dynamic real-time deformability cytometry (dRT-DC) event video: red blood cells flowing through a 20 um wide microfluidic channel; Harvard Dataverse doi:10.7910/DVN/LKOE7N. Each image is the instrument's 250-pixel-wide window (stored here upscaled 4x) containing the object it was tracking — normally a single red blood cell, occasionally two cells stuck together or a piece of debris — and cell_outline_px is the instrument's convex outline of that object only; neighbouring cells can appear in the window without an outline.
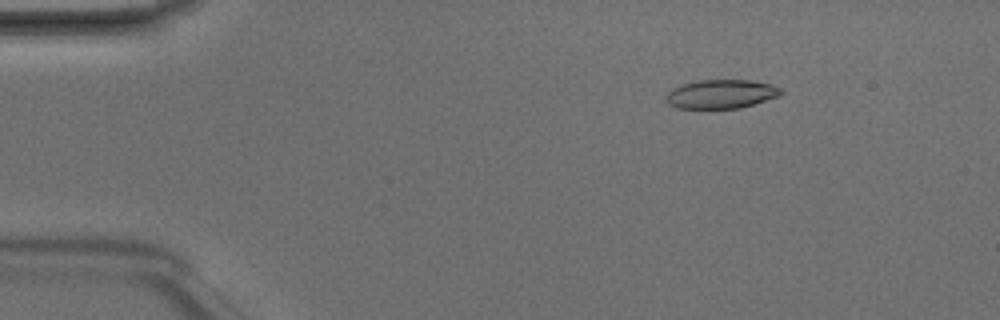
{"species": "Egyptian fruit bat (a non-hibernating species)", "species_latin": "Rousettus aegyptiacus", "temperature_condition": "room temperature", "stored_images_in_passage": 4, "camera_frame_rate_fps": 3000, "um_per_image_px": 0.085, "animal": {"sex": "male"}, "frame": {"image": 1, "passage_image": 2, "time_ms": 0.333, "image_size_px": [1000, 320], "cell_outline_px": [[784, 92], [780, 96], [740, 108], [676, 108], [668, 104], [668, 92], [672, 88], [680, 84], [700, 80], [752, 80], [768, 84], [780, 88]], "centroid_in_image_um": [61.3, 7.99], "position_along_channel_um": 23.7, "area_um2": 19.25}}
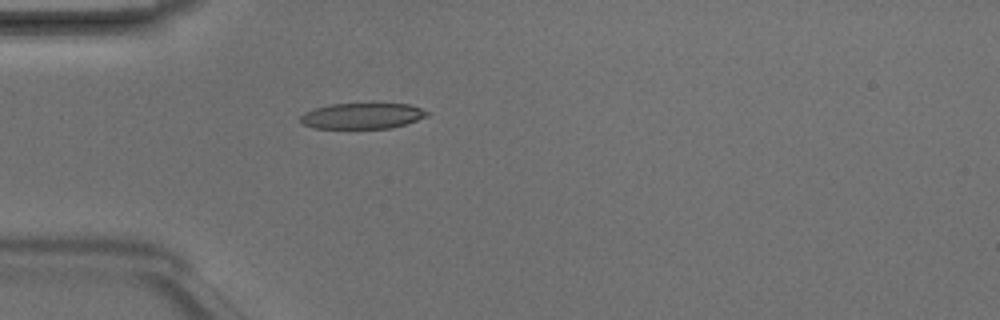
{"frame": {"image": 2, "passage_image": 4, "time_ms": 1.0, "image_size_px": [1000, 320], "cell_outline_px": [[428, 116], [392, 128], [312, 128], [304, 124], [300, 120], [300, 116], [304, 112], [316, 108], [332, 104], [408, 104], [420, 108], [428, 112]], "centroid_in_image_um": [30.77, 9.85], "position_along_channel_um": 54.2, "area_um2": 18.79}}